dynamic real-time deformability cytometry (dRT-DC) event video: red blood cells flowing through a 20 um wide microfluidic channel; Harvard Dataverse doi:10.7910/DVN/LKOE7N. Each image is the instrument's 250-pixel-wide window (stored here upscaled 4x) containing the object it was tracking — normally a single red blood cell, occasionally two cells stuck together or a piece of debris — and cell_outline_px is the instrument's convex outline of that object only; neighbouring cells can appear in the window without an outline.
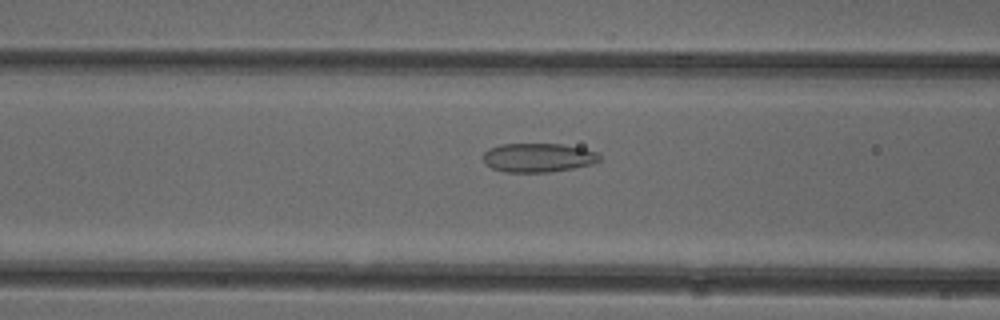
{"species": "common noctule bat (a hibernating species)", "species_latin": "Nyctalus noctula", "temperature_condition": "cold", "stored_images_in_passage": 52, "camera_frame_rate_fps": 3000, "um_per_image_px": 0.085, "animal": {"sex": "female"}, "frame": {"image": 1, "passage_image": 21, "time_ms": 6.667, "image_size_px": [1000, 320], "cell_outline_px": [[600, 160], [592, 164], [572, 168], [548, 172], [504, 172], [492, 168], [484, 164], [484, 152], [488, 148], [500, 144], [560, 144], [584, 148], [600, 152]], "centroid_in_image_um": [45.74, 13.39], "position_along_channel_um": 120.9, "area_um2": 19.77}}
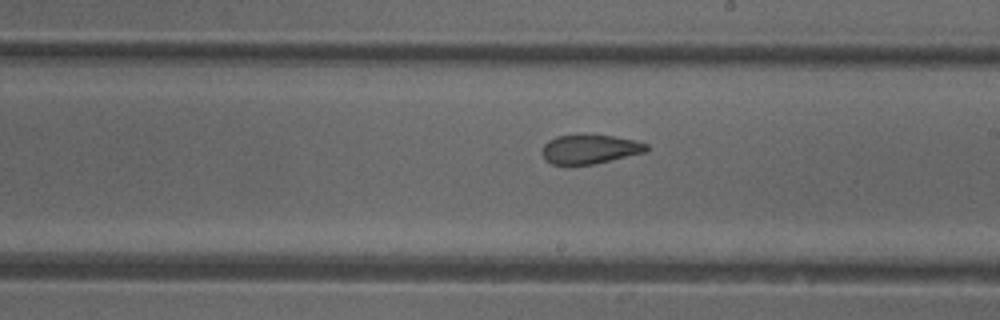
{"frame": {"image": 2, "passage_image": 30, "time_ms": 9.667, "image_size_px": [1000, 320], "cell_outline_px": [[648, 152], [592, 164], [552, 164], [544, 160], [544, 144], [548, 140], [556, 136], [584, 132], [612, 136], [636, 140], [648, 144]], "centroid_in_image_um": [50.16, 12.63], "position_along_channel_um": 238.8, "area_um2": 18.15}}
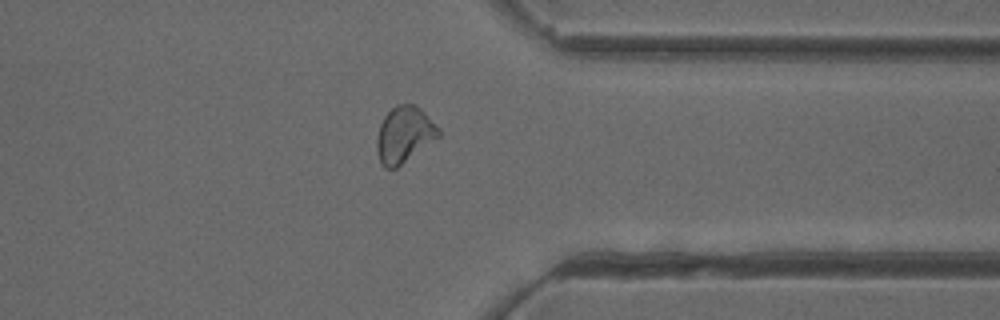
{"frame": {"image": 3, "passage_image": 41, "time_ms": 13.333, "image_size_px": [1000, 320], "cell_outline_px": [[440, 136], [396, 168], [384, 168], [380, 164], [376, 152], [376, 140], [380, 124], [384, 116], [396, 104], [412, 104], [420, 108], [440, 128]], "centroid_in_image_um": [34.34, 11.45], "position_along_channel_um": 377.1, "area_um2": 20.23}, "authors_computed_cell_mechanics": {"area_um2": 20.4901, "velocity_mm_per_s": 3.9268, "shape_relaxation_time_tau1_ms": null, "shape_relaxation_time_tau2_ms": 1.3509, "deformation_change_tau1": null, "deformation_change_tau2": 0.0821}}